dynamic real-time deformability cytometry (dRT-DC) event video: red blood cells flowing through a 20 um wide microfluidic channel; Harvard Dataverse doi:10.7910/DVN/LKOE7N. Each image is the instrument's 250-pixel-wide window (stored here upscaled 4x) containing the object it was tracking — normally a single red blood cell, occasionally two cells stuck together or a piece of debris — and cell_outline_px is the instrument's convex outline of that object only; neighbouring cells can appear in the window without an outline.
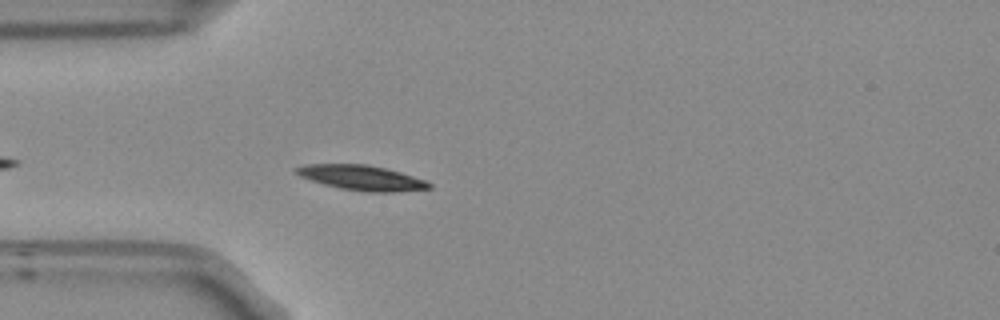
{"species": "Egyptian fruit bat (a non-hibernating species)", "species_latin": "Rousettus aegyptiacus", "temperature_condition": "room temperature", "stored_images_in_passage": 20, "camera_frame_rate_fps": 3000, "um_per_image_px": 0.085, "frame": {"image": 1, "passage_image": 6, "time_ms": 1.667, "image_size_px": [1000, 320], "cell_outline_px": [[432, 188], [396, 192], [364, 192], [340, 188], [324, 184], [300, 176], [292, 172], [292, 168], [308, 164], [368, 164], [400, 172], [424, 180], [432, 184]], "centroid_in_image_um": [30.71, 15.11], "position_along_channel_um": 54.3, "area_um2": 19.36}}